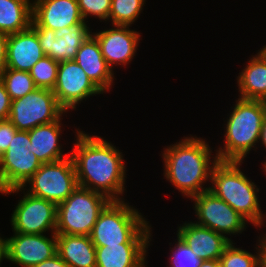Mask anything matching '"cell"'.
I'll return each instance as SVG.
<instances>
[{
    "label": "cell",
    "instance_id": "cell-23",
    "mask_svg": "<svg viewBox=\"0 0 266 267\" xmlns=\"http://www.w3.org/2000/svg\"><path fill=\"white\" fill-rule=\"evenodd\" d=\"M251 57L237 76L238 96L266 102V59L259 51Z\"/></svg>",
    "mask_w": 266,
    "mask_h": 267
},
{
    "label": "cell",
    "instance_id": "cell-3",
    "mask_svg": "<svg viewBox=\"0 0 266 267\" xmlns=\"http://www.w3.org/2000/svg\"><path fill=\"white\" fill-rule=\"evenodd\" d=\"M235 102L224 124V147L214 150L219 161L243 162L251 150L256 151L266 117L265 101L237 98Z\"/></svg>",
    "mask_w": 266,
    "mask_h": 267
},
{
    "label": "cell",
    "instance_id": "cell-14",
    "mask_svg": "<svg viewBox=\"0 0 266 267\" xmlns=\"http://www.w3.org/2000/svg\"><path fill=\"white\" fill-rule=\"evenodd\" d=\"M21 234L6 238L8 261L20 267H33L57 253V234Z\"/></svg>",
    "mask_w": 266,
    "mask_h": 267
},
{
    "label": "cell",
    "instance_id": "cell-31",
    "mask_svg": "<svg viewBox=\"0 0 266 267\" xmlns=\"http://www.w3.org/2000/svg\"><path fill=\"white\" fill-rule=\"evenodd\" d=\"M17 128L9 121H0V156L4 154L16 133Z\"/></svg>",
    "mask_w": 266,
    "mask_h": 267
},
{
    "label": "cell",
    "instance_id": "cell-5",
    "mask_svg": "<svg viewBox=\"0 0 266 267\" xmlns=\"http://www.w3.org/2000/svg\"><path fill=\"white\" fill-rule=\"evenodd\" d=\"M244 162L218 161L211 171L209 187L215 196L240 213L253 226H258L263 217L258 186L244 174L240 166Z\"/></svg>",
    "mask_w": 266,
    "mask_h": 267
},
{
    "label": "cell",
    "instance_id": "cell-15",
    "mask_svg": "<svg viewBox=\"0 0 266 267\" xmlns=\"http://www.w3.org/2000/svg\"><path fill=\"white\" fill-rule=\"evenodd\" d=\"M112 26L91 34L97 39L106 63L113 70L114 66L130 64L138 50L141 35L130 26Z\"/></svg>",
    "mask_w": 266,
    "mask_h": 267
},
{
    "label": "cell",
    "instance_id": "cell-18",
    "mask_svg": "<svg viewBox=\"0 0 266 267\" xmlns=\"http://www.w3.org/2000/svg\"><path fill=\"white\" fill-rule=\"evenodd\" d=\"M44 56L37 33L31 26L8 35L6 68L29 72Z\"/></svg>",
    "mask_w": 266,
    "mask_h": 267
},
{
    "label": "cell",
    "instance_id": "cell-2",
    "mask_svg": "<svg viewBox=\"0 0 266 267\" xmlns=\"http://www.w3.org/2000/svg\"><path fill=\"white\" fill-rule=\"evenodd\" d=\"M211 149L205 139L191 134L164 148V178L183 197L191 199L209 190L210 185L204 187L205 183L210 182L212 168L219 161L216 154L211 155Z\"/></svg>",
    "mask_w": 266,
    "mask_h": 267
},
{
    "label": "cell",
    "instance_id": "cell-17",
    "mask_svg": "<svg viewBox=\"0 0 266 267\" xmlns=\"http://www.w3.org/2000/svg\"><path fill=\"white\" fill-rule=\"evenodd\" d=\"M176 235L185 242L202 261L219 260L225 248L233 242L231 238L198 225L193 221L177 227Z\"/></svg>",
    "mask_w": 266,
    "mask_h": 267
},
{
    "label": "cell",
    "instance_id": "cell-34",
    "mask_svg": "<svg viewBox=\"0 0 266 267\" xmlns=\"http://www.w3.org/2000/svg\"><path fill=\"white\" fill-rule=\"evenodd\" d=\"M33 267H69L67 263L61 259V257L56 253L53 257L46 259L45 261L36 264Z\"/></svg>",
    "mask_w": 266,
    "mask_h": 267
},
{
    "label": "cell",
    "instance_id": "cell-20",
    "mask_svg": "<svg viewBox=\"0 0 266 267\" xmlns=\"http://www.w3.org/2000/svg\"><path fill=\"white\" fill-rule=\"evenodd\" d=\"M61 119L63 120V118H60L48 124L38 125L28 131L31 146H27V148L37 156L42 164L55 162L70 156L69 152L63 153V145L59 143V138L61 139V133L63 132Z\"/></svg>",
    "mask_w": 266,
    "mask_h": 267
},
{
    "label": "cell",
    "instance_id": "cell-16",
    "mask_svg": "<svg viewBox=\"0 0 266 267\" xmlns=\"http://www.w3.org/2000/svg\"><path fill=\"white\" fill-rule=\"evenodd\" d=\"M84 22L77 0H32L31 26L57 31Z\"/></svg>",
    "mask_w": 266,
    "mask_h": 267
},
{
    "label": "cell",
    "instance_id": "cell-24",
    "mask_svg": "<svg viewBox=\"0 0 266 267\" xmlns=\"http://www.w3.org/2000/svg\"><path fill=\"white\" fill-rule=\"evenodd\" d=\"M32 0H0V32L13 34L31 26Z\"/></svg>",
    "mask_w": 266,
    "mask_h": 267
},
{
    "label": "cell",
    "instance_id": "cell-35",
    "mask_svg": "<svg viewBox=\"0 0 266 267\" xmlns=\"http://www.w3.org/2000/svg\"><path fill=\"white\" fill-rule=\"evenodd\" d=\"M260 247V267H266V233L258 237Z\"/></svg>",
    "mask_w": 266,
    "mask_h": 267
},
{
    "label": "cell",
    "instance_id": "cell-22",
    "mask_svg": "<svg viewBox=\"0 0 266 267\" xmlns=\"http://www.w3.org/2000/svg\"><path fill=\"white\" fill-rule=\"evenodd\" d=\"M56 251L69 267H96V247L90 236L57 234Z\"/></svg>",
    "mask_w": 266,
    "mask_h": 267
},
{
    "label": "cell",
    "instance_id": "cell-39",
    "mask_svg": "<svg viewBox=\"0 0 266 267\" xmlns=\"http://www.w3.org/2000/svg\"><path fill=\"white\" fill-rule=\"evenodd\" d=\"M263 56H264V58L266 59V45L265 46H263V48L260 50H258Z\"/></svg>",
    "mask_w": 266,
    "mask_h": 267
},
{
    "label": "cell",
    "instance_id": "cell-8",
    "mask_svg": "<svg viewBox=\"0 0 266 267\" xmlns=\"http://www.w3.org/2000/svg\"><path fill=\"white\" fill-rule=\"evenodd\" d=\"M66 113L52 90L37 88L11 101L8 120L17 130L29 131L38 125L57 121Z\"/></svg>",
    "mask_w": 266,
    "mask_h": 267
},
{
    "label": "cell",
    "instance_id": "cell-30",
    "mask_svg": "<svg viewBox=\"0 0 266 267\" xmlns=\"http://www.w3.org/2000/svg\"><path fill=\"white\" fill-rule=\"evenodd\" d=\"M80 13L85 22L88 17H95L100 22L108 21L111 0H77Z\"/></svg>",
    "mask_w": 266,
    "mask_h": 267
},
{
    "label": "cell",
    "instance_id": "cell-6",
    "mask_svg": "<svg viewBox=\"0 0 266 267\" xmlns=\"http://www.w3.org/2000/svg\"><path fill=\"white\" fill-rule=\"evenodd\" d=\"M110 201L103 194L78 186L57 205L55 233L89 236L100 212Z\"/></svg>",
    "mask_w": 266,
    "mask_h": 267
},
{
    "label": "cell",
    "instance_id": "cell-41",
    "mask_svg": "<svg viewBox=\"0 0 266 267\" xmlns=\"http://www.w3.org/2000/svg\"><path fill=\"white\" fill-rule=\"evenodd\" d=\"M262 164H263V165H262V166H263L262 170H263V171L265 172V174H266V162H265V163L262 162Z\"/></svg>",
    "mask_w": 266,
    "mask_h": 267
},
{
    "label": "cell",
    "instance_id": "cell-37",
    "mask_svg": "<svg viewBox=\"0 0 266 267\" xmlns=\"http://www.w3.org/2000/svg\"><path fill=\"white\" fill-rule=\"evenodd\" d=\"M258 143L260 146L262 145L264 148H266V117L264 118L263 123H262V128H261L260 138H259ZM265 162H266V160L264 161V163Z\"/></svg>",
    "mask_w": 266,
    "mask_h": 267
},
{
    "label": "cell",
    "instance_id": "cell-13",
    "mask_svg": "<svg viewBox=\"0 0 266 267\" xmlns=\"http://www.w3.org/2000/svg\"><path fill=\"white\" fill-rule=\"evenodd\" d=\"M31 27L37 33L45 56L58 63L74 60L78 49L92 32L87 22L76 27H63L57 31L41 26Z\"/></svg>",
    "mask_w": 266,
    "mask_h": 267
},
{
    "label": "cell",
    "instance_id": "cell-36",
    "mask_svg": "<svg viewBox=\"0 0 266 267\" xmlns=\"http://www.w3.org/2000/svg\"><path fill=\"white\" fill-rule=\"evenodd\" d=\"M3 260H8L7 254V240L0 237V266Z\"/></svg>",
    "mask_w": 266,
    "mask_h": 267
},
{
    "label": "cell",
    "instance_id": "cell-29",
    "mask_svg": "<svg viewBox=\"0 0 266 267\" xmlns=\"http://www.w3.org/2000/svg\"><path fill=\"white\" fill-rule=\"evenodd\" d=\"M176 240L170 249L169 267H199L202 260L178 236Z\"/></svg>",
    "mask_w": 266,
    "mask_h": 267
},
{
    "label": "cell",
    "instance_id": "cell-28",
    "mask_svg": "<svg viewBox=\"0 0 266 267\" xmlns=\"http://www.w3.org/2000/svg\"><path fill=\"white\" fill-rule=\"evenodd\" d=\"M59 63L48 56L37 61L29 71L37 88L53 90L57 82Z\"/></svg>",
    "mask_w": 266,
    "mask_h": 267
},
{
    "label": "cell",
    "instance_id": "cell-33",
    "mask_svg": "<svg viewBox=\"0 0 266 267\" xmlns=\"http://www.w3.org/2000/svg\"><path fill=\"white\" fill-rule=\"evenodd\" d=\"M8 35L0 32V75L6 69Z\"/></svg>",
    "mask_w": 266,
    "mask_h": 267
},
{
    "label": "cell",
    "instance_id": "cell-27",
    "mask_svg": "<svg viewBox=\"0 0 266 267\" xmlns=\"http://www.w3.org/2000/svg\"><path fill=\"white\" fill-rule=\"evenodd\" d=\"M231 242L220 256V267H260V247L257 241L256 254L236 247Z\"/></svg>",
    "mask_w": 266,
    "mask_h": 267
},
{
    "label": "cell",
    "instance_id": "cell-9",
    "mask_svg": "<svg viewBox=\"0 0 266 267\" xmlns=\"http://www.w3.org/2000/svg\"><path fill=\"white\" fill-rule=\"evenodd\" d=\"M23 192L11 216L12 231L21 234H45L56 232L57 205L54 202L32 196L21 187L8 189L1 194Z\"/></svg>",
    "mask_w": 266,
    "mask_h": 267
},
{
    "label": "cell",
    "instance_id": "cell-40",
    "mask_svg": "<svg viewBox=\"0 0 266 267\" xmlns=\"http://www.w3.org/2000/svg\"><path fill=\"white\" fill-rule=\"evenodd\" d=\"M265 215H266V213L263 214V217H262V219H261V222H260V224L257 226V228L259 227V230H260V227H261V226H264V225H263L264 222H265L264 220H266V218H265L266 216H265Z\"/></svg>",
    "mask_w": 266,
    "mask_h": 267
},
{
    "label": "cell",
    "instance_id": "cell-21",
    "mask_svg": "<svg viewBox=\"0 0 266 267\" xmlns=\"http://www.w3.org/2000/svg\"><path fill=\"white\" fill-rule=\"evenodd\" d=\"M149 245L151 244L96 247V267H147L146 256Z\"/></svg>",
    "mask_w": 266,
    "mask_h": 267
},
{
    "label": "cell",
    "instance_id": "cell-11",
    "mask_svg": "<svg viewBox=\"0 0 266 267\" xmlns=\"http://www.w3.org/2000/svg\"><path fill=\"white\" fill-rule=\"evenodd\" d=\"M192 201L197 218L194 222L198 225L212 229L225 237L242 234L248 227L247 219L209 190L192 197Z\"/></svg>",
    "mask_w": 266,
    "mask_h": 267
},
{
    "label": "cell",
    "instance_id": "cell-32",
    "mask_svg": "<svg viewBox=\"0 0 266 267\" xmlns=\"http://www.w3.org/2000/svg\"><path fill=\"white\" fill-rule=\"evenodd\" d=\"M11 99L3 82L0 80V121L8 120Z\"/></svg>",
    "mask_w": 266,
    "mask_h": 267
},
{
    "label": "cell",
    "instance_id": "cell-26",
    "mask_svg": "<svg viewBox=\"0 0 266 267\" xmlns=\"http://www.w3.org/2000/svg\"><path fill=\"white\" fill-rule=\"evenodd\" d=\"M146 0H111L108 21L112 25L130 26L143 12Z\"/></svg>",
    "mask_w": 266,
    "mask_h": 267
},
{
    "label": "cell",
    "instance_id": "cell-25",
    "mask_svg": "<svg viewBox=\"0 0 266 267\" xmlns=\"http://www.w3.org/2000/svg\"><path fill=\"white\" fill-rule=\"evenodd\" d=\"M0 80L3 82L11 101L22 98L37 89L30 73L27 71L6 68L0 75Z\"/></svg>",
    "mask_w": 266,
    "mask_h": 267
},
{
    "label": "cell",
    "instance_id": "cell-4",
    "mask_svg": "<svg viewBox=\"0 0 266 267\" xmlns=\"http://www.w3.org/2000/svg\"><path fill=\"white\" fill-rule=\"evenodd\" d=\"M125 201H110L100 212L89 235L95 247L152 241L149 221Z\"/></svg>",
    "mask_w": 266,
    "mask_h": 267
},
{
    "label": "cell",
    "instance_id": "cell-19",
    "mask_svg": "<svg viewBox=\"0 0 266 267\" xmlns=\"http://www.w3.org/2000/svg\"><path fill=\"white\" fill-rule=\"evenodd\" d=\"M74 60L103 93L110 91L114 85V71L106 63L99 43L92 34L82 43Z\"/></svg>",
    "mask_w": 266,
    "mask_h": 267
},
{
    "label": "cell",
    "instance_id": "cell-38",
    "mask_svg": "<svg viewBox=\"0 0 266 267\" xmlns=\"http://www.w3.org/2000/svg\"><path fill=\"white\" fill-rule=\"evenodd\" d=\"M199 267H220V263L219 260H204Z\"/></svg>",
    "mask_w": 266,
    "mask_h": 267
},
{
    "label": "cell",
    "instance_id": "cell-10",
    "mask_svg": "<svg viewBox=\"0 0 266 267\" xmlns=\"http://www.w3.org/2000/svg\"><path fill=\"white\" fill-rule=\"evenodd\" d=\"M27 146H31L29 132L17 130L7 151L0 156V193L22 187L41 167V161Z\"/></svg>",
    "mask_w": 266,
    "mask_h": 267
},
{
    "label": "cell",
    "instance_id": "cell-12",
    "mask_svg": "<svg viewBox=\"0 0 266 267\" xmlns=\"http://www.w3.org/2000/svg\"><path fill=\"white\" fill-rule=\"evenodd\" d=\"M52 91L66 112L76 110L79 103L90 96L103 94L75 60L59 63L57 82Z\"/></svg>",
    "mask_w": 266,
    "mask_h": 267
},
{
    "label": "cell",
    "instance_id": "cell-7",
    "mask_svg": "<svg viewBox=\"0 0 266 267\" xmlns=\"http://www.w3.org/2000/svg\"><path fill=\"white\" fill-rule=\"evenodd\" d=\"M78 186L74 162L69 156L55 162L43 163L21 188L32 196L58 205L65 201Z\"/></svg>",
    "mask_w": 266,
    "mask_h": 267
},
{
    "label": "cell",
    "instance_id": "cell-1",
    "mask_svg": "<svg viewBox=\"0 0 266 267\" xmlns=\"http://www.w3.org/2000/svg\"><path fill=\"white\" fill-rule=\"evenodd\" d=\"M70 151L78 185L103 194L111 201L124 200L126 165L123 153L104 137L75 129ZM77 137V138H76Z\"/></svg>",
    "mask_w": 266,
    "mask_h": 267
}]
</instances>
